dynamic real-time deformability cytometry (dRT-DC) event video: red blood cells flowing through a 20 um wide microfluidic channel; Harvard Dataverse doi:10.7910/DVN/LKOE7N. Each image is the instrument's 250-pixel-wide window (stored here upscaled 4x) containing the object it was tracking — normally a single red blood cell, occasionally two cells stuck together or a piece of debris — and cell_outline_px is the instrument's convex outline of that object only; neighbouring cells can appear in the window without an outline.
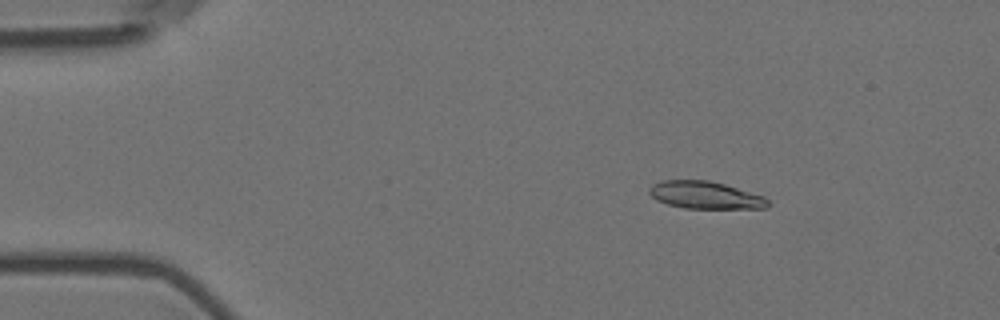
{"species": "Egyptian fruit bat (a non-hibernating species)", "species_latin": "Rousettus aegyptiacus", "temperature_condition": "room temperature", "stored_images_in_passage": 49, "camera_frame_rate_fps": 3000, "um_per_image_px": 0.085, "animal": {"sex": "female"}, "frame": {"image": 1, "passage_image": 1, "time_ms": 0.0, "image_size_px": [1000, 320], "cell_outline_px": [[772, 204], [768, 208], [684, 208], [668, 204], [656, 200], [648, 192], [648, 188], [652, 184], [664, 180], [708, 180], [724, 184], [764, 196]], "centroid_in_image_um": [59.95, 16.58], "position_along_channel_um": 25.0, "area_um2": 18.96}}
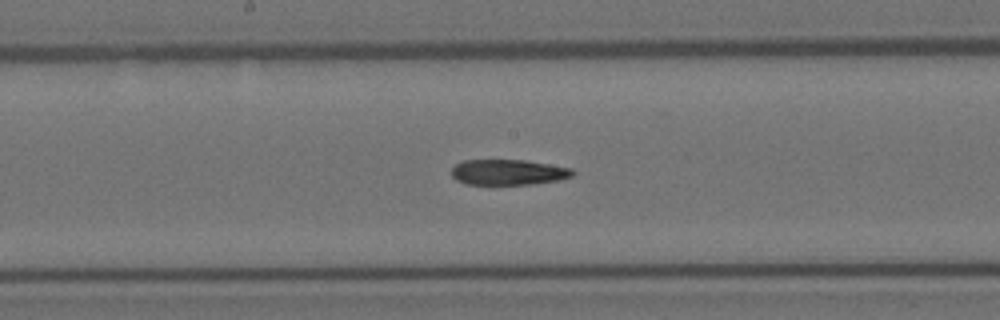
{"frame": {"image": 2, "passage_image": 22, "time_ms": 7.0, "image_size_px": [1000, 320], "cell_outline_px": [[576, 172], [572, 176], [556, 180], [532, 184], [468, 184], [456, 180], [452, 176], [452, 168], [456, 164], [464, 160], [524, 160], [572, 168]], "centroid_in_image_um": [43.2, 14.63], "position_along_channel_um": 205.0, "area_um2": 17.86}}
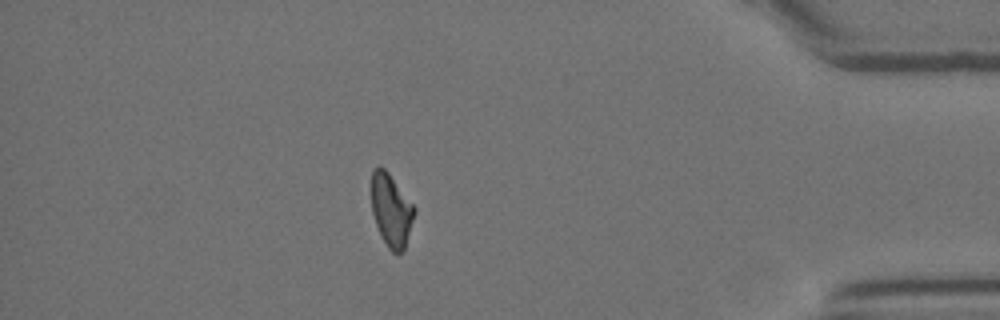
{"frame": {"image": 3, "passage_image": 42, "time_ms": 13.667, "image_size_px": [1000, 320], "cell_outline_px": [[416, 212], [404, 248], [400, 252], [392, 252], [388, 248], [376, 224], [372, 212], [372, 168], [380, 164], [388, 172], [416, 208]], "centroid_in_image_um": [33.25, 17.82], "position_along_channel_um": 401.9, "area_um2": 17.98}}